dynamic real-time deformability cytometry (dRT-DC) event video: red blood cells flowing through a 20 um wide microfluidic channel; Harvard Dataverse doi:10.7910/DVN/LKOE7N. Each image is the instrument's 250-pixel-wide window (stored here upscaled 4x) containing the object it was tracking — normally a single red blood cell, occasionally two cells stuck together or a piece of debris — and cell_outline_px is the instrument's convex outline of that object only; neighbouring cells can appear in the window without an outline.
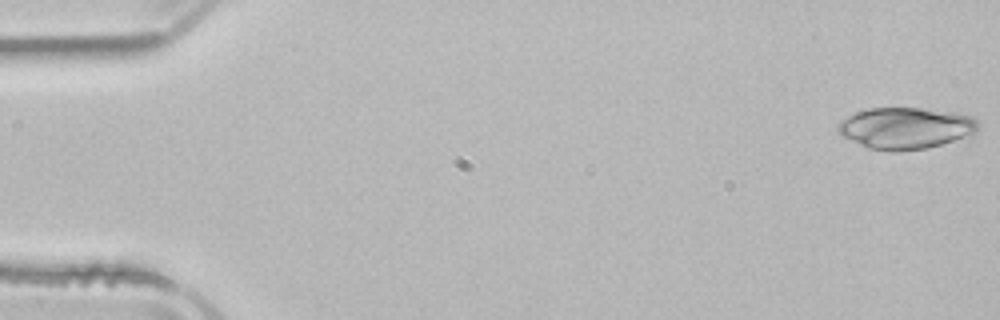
{"species": "common noctule bat (a hibernating species)", "species_latin": "Nyctalus noctula", "temperature_condition": "room temperature", "stored_images_in_passage": 52, "camera_frame_rate_fps": 3000, "um_per_image_px": 0.085, "animal": {"sex": "male", "body_mass_g": 21.5, "forearm_length_mm": 52.0}, "frame": {"image": 1, "passage_image": 1, "time_ms": 0.0, "image_size_px": [1000, 320], "cell_outline_px": [[980, 124], [976, 132], [972, 136], [928, 148], [900, 152], [888, 152], [868, 148], [840, 136], [836, 132], [836, 124], [840, 120], [856, 112], [868, 108], [920, 108], [956, 112], [972, 116]], "centroid_in_image_um": [76.97, 10.91], "position_along_channel_um": 8.0, "area_um2": 34.74}}